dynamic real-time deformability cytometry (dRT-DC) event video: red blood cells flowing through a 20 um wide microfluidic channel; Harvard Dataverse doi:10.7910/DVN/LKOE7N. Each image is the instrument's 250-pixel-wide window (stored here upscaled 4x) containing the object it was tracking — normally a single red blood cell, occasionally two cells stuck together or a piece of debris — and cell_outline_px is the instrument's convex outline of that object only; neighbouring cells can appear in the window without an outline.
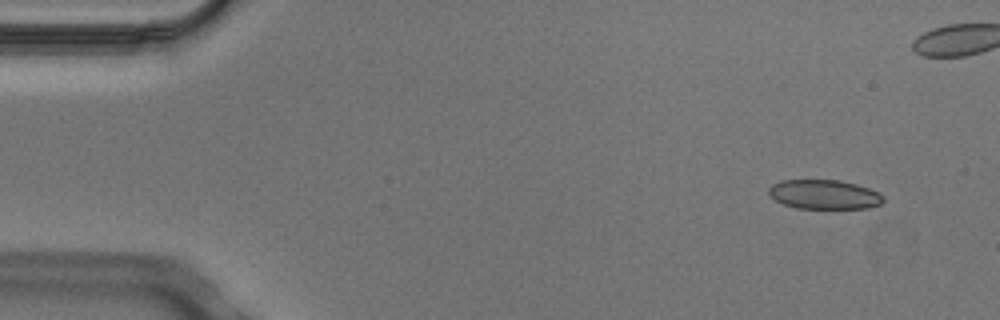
{"species": "Egyptian fruit bat (a non-hibernating species)", "species_latin": "Rousettus aegyptiacus", "temperature_condition": "cold", "stored_images_in_passage": 5, "camera_frame_rate_fps": 3000, "um_per_image_px": 0.085, "animal": {"sex": "male"}, "frame": {"image": 1, "passage_image": 1, "time_ms": 0.0, "image_size_px": [1000, 320], "cell_outline_px": [[884, 200], [880, 204], [868, 208], [796, 208], [784, 204], [768, 196], [768, 188], [772, 184], [780, 180], [840, 180], [856, 184], [880, 192], [884, 196]], "centroid_in_image_um": [70.05, 16.52], "position_along_channel_um": 15.0, "area_um2": 19.71}}